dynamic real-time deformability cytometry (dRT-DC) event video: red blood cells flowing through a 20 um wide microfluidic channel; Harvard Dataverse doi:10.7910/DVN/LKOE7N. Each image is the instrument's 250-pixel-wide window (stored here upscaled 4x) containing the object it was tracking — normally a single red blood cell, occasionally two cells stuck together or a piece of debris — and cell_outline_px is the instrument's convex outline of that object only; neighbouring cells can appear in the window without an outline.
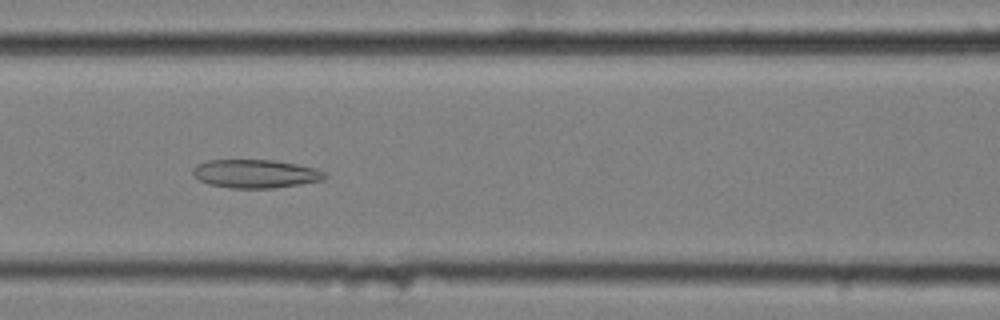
{"species": "common noctule bat (a hibernating species)", "species_latin": "Nyctalus noctula", "temperature_condition": "cold", "stored_images_in_passage": 43, "camera_frame_rate_fps": 3000, "um_per_image_px": 0.085, "animal": {"sex": "female", "body_mass_g": 25.1}, "frame": {"image": 1, "passage_image": 10, "time_ms": 3.0, "image_size_px": [1000, 320], "cell_outline_px": [[328, 176], [324, 180], [300, 184], [272, 188], [232, 188], [208, 184], [200, 180], [192, 172], [192, 168], [196, 164], [208, 160], [272, 160], [296, 164], [316, 168], [324, 172]], "centroid_in_image_um": [21.72, 14.76], "position_along_channel_um": 144.9, "area_um2": 21.85}}
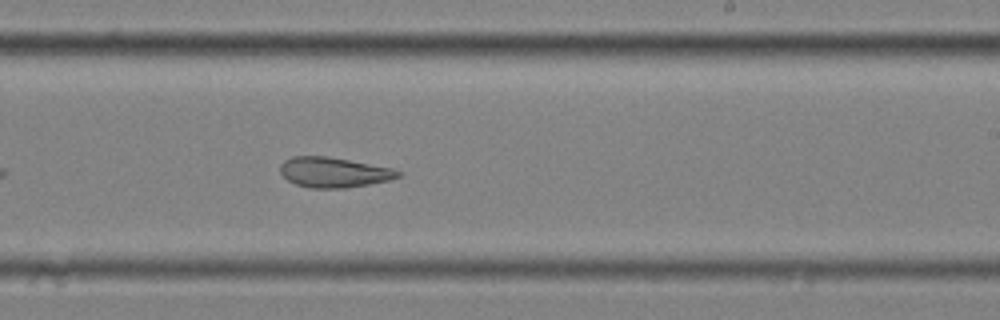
{"frame": {"image": 2, "passage_image": 20, "time_ms": 6.333, "image_size_px": [1000, 320], "cell_outline_px": [[404, 172], [400, 176], [388, 180], [368, 184], [344, 188], [308, 188], [296, 184], [288, 180], [280, 172], [280, 164], [284, 160], [292, 156], [328, 156], [392, 168]], "centroid_in_image_um": [28.36, 14.64], "position_along_channel_um": 260.6, "area_um2": 20.69}}
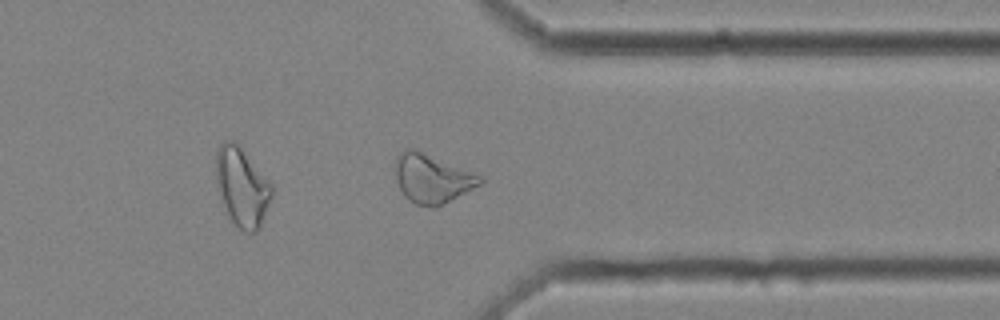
{"frame": {"image": 3, "passage_image": 30, "time_ms": 9.667, "image_size_px": [1000, 320], "cell_outline_px": [[484, 180], [480, 184], [444, 204], [432, 208], [416, 204], [404, 196], [396, 180], [396, 156], [404, 148], [412, 148], [484, 176]], "centroid_in_image_um": [36.72, 15.18], "position_along_channel_um": 374.7, "area_um2": 23.99}, "authors_computed_cell_mechanics": {"area_um2": 23.2356, "velocity_mm_per_s": 3.4796, "shape_relaxation_time_tau1_ms": null, "shape_relaxation_time_tau2_ms": 4.5772, "deformation_change_tau1": null, "deformation_change_tau2": 0.1282}}